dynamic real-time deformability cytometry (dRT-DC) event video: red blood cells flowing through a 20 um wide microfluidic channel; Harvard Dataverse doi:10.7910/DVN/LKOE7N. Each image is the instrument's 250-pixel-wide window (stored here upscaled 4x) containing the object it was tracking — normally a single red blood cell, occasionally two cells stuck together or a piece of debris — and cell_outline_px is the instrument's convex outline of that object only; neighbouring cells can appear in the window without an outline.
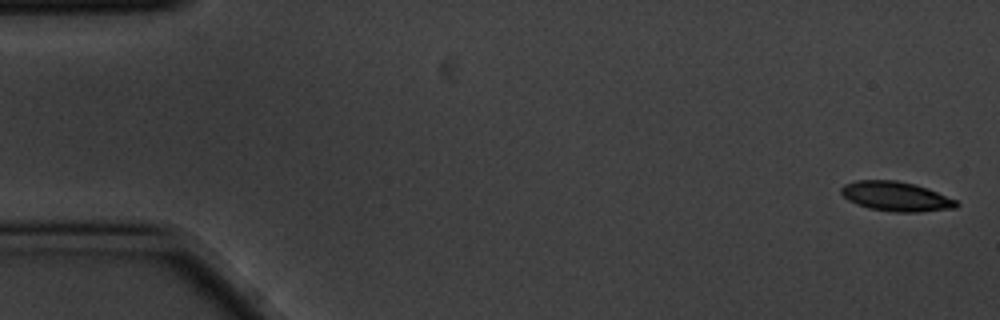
{"species": "common noctule bat (a hibernating species)", "species_latin": "Nyctalus noctula", "temperature_condition": "cold", "stored_images_in_passage": 7, "camera_frame_rate_fps": 3000, "um_per_image_px": 0.085, "animal": {"sex": "male", "body_mass_g": 20.1, "forearm_length_mm": 53.5}, "frame": {"image": 1, "passage_image": 1, "time_ms": 0.0, "image_size_px": [1000, 320], "cell_outline_px": [[960, 204], [956, 208], [920, 212], [892, 212], [868, 208], [856, 204], [848, 200], [840, 192], [840, 188], [844, 184], [856, 180], [896, 180], [916, 184], [928, 188], [956, 200]], "centroid_in_image_um": [76.15, 16.69], "position_along_channel_um": 8.8, "area_um2": 20.06}}
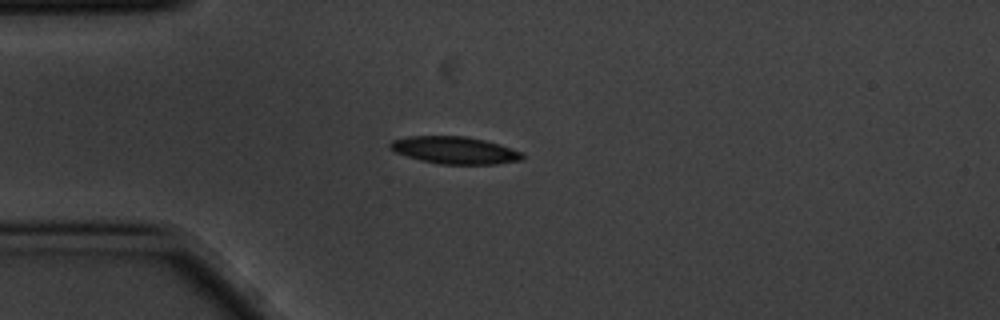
{"frame": {"image": 2, "passage_image": 4, "time_ms": 1.0, "image_size_px": [1000, 320], "cell_outline_px": [[524, 160], [496, 164], [440, 164], [420, 160], [396, 152], [388, 148], [388, 144], [392, 140], [408, 136], [464, 136], [484, 140], [500, 144], [520, 152], [524, 156]], "centroid_in_image_um": [38.64, 12.77], "position_along_channel_um": 46.4, "area_um2": 20.98}}
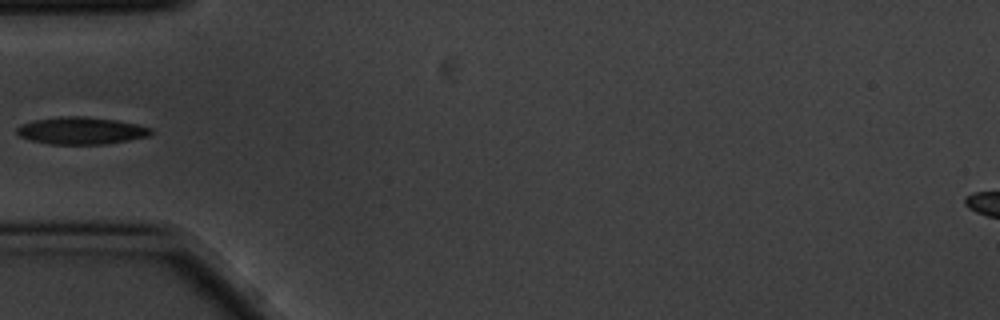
{"frame": {"image": 3, "passage_image": 5, "time_ms": 1.333, "image_size_px": [1000, 320], "cell_outline_px": [[152, 132], [148, 136], [108, 144], [52, 144], [28, 140], [20, 136], [16, 132], [16, 128], [32, 120], [64, 116], [84, 116], [116, 120], [136, 124], [152, 128]], "centroid_in_image_um": [6.89, 11.11], "position_along_channel_um": 78.1, "area_um2": 21.21}}